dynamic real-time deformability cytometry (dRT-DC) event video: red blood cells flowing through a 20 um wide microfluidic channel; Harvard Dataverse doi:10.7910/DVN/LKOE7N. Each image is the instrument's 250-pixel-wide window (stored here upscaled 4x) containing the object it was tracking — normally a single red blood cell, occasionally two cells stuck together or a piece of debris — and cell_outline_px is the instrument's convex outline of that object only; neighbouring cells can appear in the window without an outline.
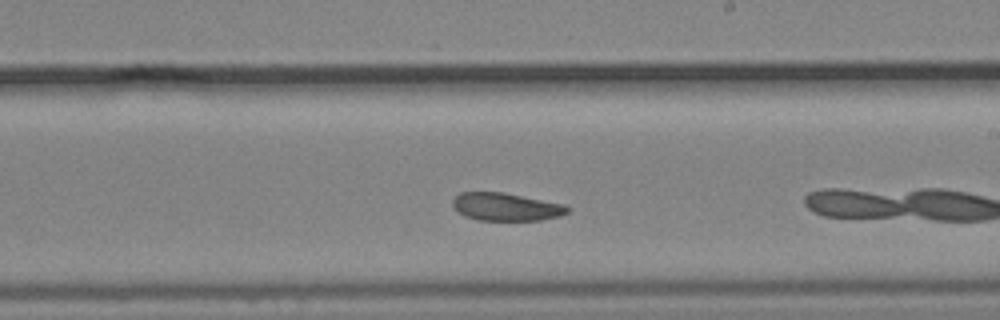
{"species": "common noctule bat (a hibernating species)", "species_latin": "Nyctalus noctula", "temperature_condition": "cold", "stored_images_in_passage": 14, "camera_frame_rate_fps": 3000, "um_per_image_px": 0.085, "animal": {"sex": "male", "body_mass_g": 19.2, "forearm_length_mm": 51.8}, "frame": {"image": 1, "passage_image": 12, "time_ms": 3.667, "image_size_px": [1000, 320], "cell_outline_px": [[572, 208], [568, 212], [560, 216], [540, 220], [480, 220], [464, 216], [452, 204], [452, 200], [460, 192], [504, 192], [564, 204]], "centroid_in_image_um": [43.04, 17.57], "position_along_channel_um": 246.0, "area_um2": 18.61}}